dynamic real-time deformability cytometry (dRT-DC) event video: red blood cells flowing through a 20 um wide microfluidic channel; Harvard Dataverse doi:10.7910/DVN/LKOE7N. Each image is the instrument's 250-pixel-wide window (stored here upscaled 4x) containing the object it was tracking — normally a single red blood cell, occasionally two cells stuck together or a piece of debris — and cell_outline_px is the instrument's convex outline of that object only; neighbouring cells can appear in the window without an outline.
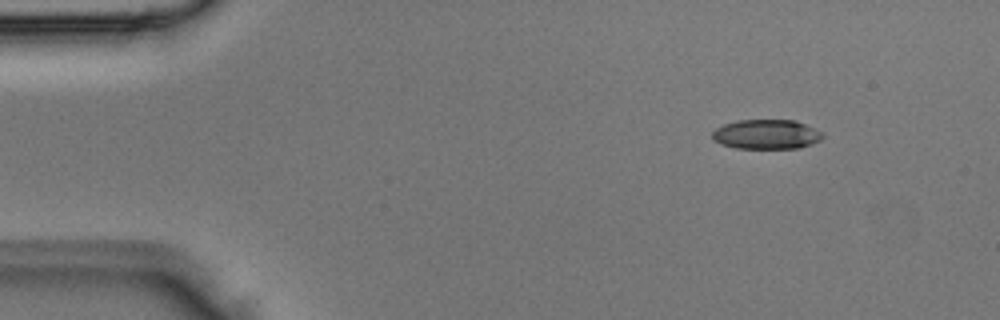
{"species": "Egyptian fruit bat (a non-hibernating species)", "species_latin": "Rousettus aegyptiacus", "temperature_condition": "room temperature", "stored_images_in_passage": 3, "camera_frame_rate_fps": 3000, "um_per_image_px": 0.085, "animal": {"sex": "male"}, "frame": {"image": 1, "passage_image": 1, "time_ms": 0.0, "image_size_px": [1000, 320], "cell_outline_px": [[824, 136], [820, 140], [812, 144], [800, 148], [736, 148], [720, 144], [712, 140], [712, 132], [716, 128], [724, 124], [736, 120], [796, 120], [824, 132]], "centroid_in_image_um": [65.15, 11.41], "position_along_channel_um": 19.8, "area_um2": 19.25}}